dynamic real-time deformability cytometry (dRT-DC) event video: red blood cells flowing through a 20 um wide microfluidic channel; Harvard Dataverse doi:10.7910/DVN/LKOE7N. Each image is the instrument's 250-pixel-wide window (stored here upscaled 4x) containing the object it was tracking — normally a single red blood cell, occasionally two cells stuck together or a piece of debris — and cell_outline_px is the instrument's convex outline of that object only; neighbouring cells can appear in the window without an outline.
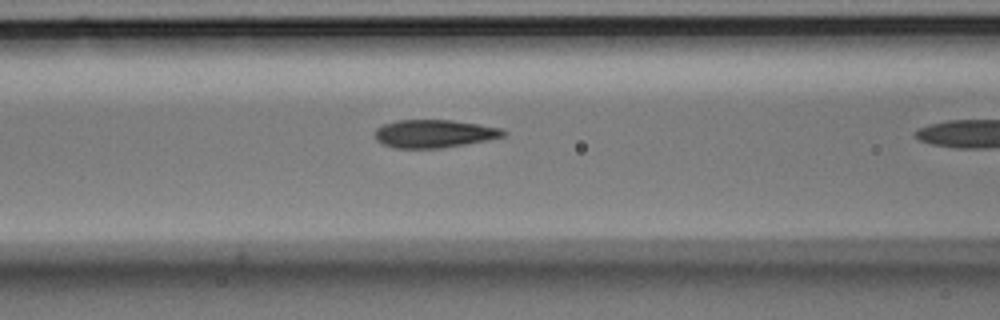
{"species": "Egyptian fruit bat (a non-hibernating species)", "species_latin": "Rousettus aegyptiacus", "temperature_condition": "room temperature", "stored_images_in_passage": 11, "camera_frame_rate_fps": 3000, "um_per_image_px": 0.085, "animal": {"sex": "male"}, "frame": {"image": 1, "passage_image": 10, "time_ms": 3.0, "image_size_px": [1000, 320], "cell_outline_px": [[508, 132], [504, 136], [488, 140], [440, 148], [392, 148], [376, 140], [376, 128], [384, 124], [396, 120], [452, 120], [504, 128]], "centroid_in_image_um": [36.93, 11.36], "position_along_channel_um": 129.7, "area_um2": 20.98}}